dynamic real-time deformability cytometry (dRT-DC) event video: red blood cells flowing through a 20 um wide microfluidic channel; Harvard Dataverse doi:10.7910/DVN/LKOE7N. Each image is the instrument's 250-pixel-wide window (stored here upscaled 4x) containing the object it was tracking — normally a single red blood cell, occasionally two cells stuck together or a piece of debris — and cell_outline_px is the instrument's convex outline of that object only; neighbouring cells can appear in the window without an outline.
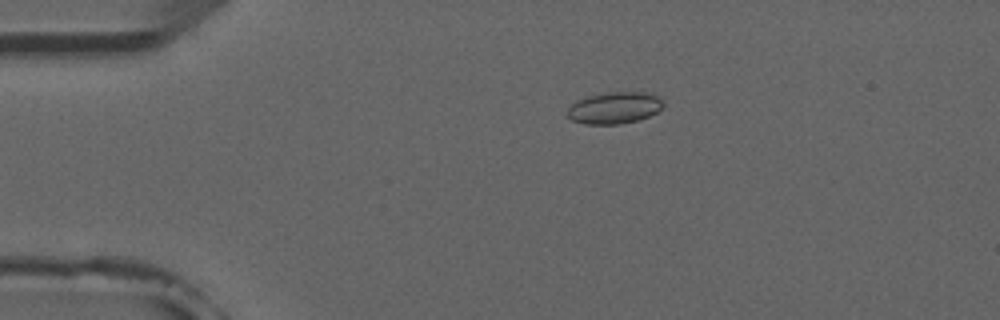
{"species": "common noctule bat (a hibernating species)", "species_latin": "Nyctalus noctula", "temperature_condition": "room temperature", "stored_images_in_passage": 5, "camera_frame_rate_fps": 3000, "um_per_image_px": 0.085, "animal": {"sex": "male", "forearm_length_mm": 52.5}, "frame": {"image": 1, "passage_image": 2, "time_ms": 1.333, "image_size_px": [1000, 320], "cell_outline_px": [[664, 104], [656, 112], [648, 116], [636, 120], [620, 124], [584, 124], [572, 120], [568, 116], [568, 108], [576, 100], [588, 96], [608, 92], [644, 92], [656, 96]], "centroid_in_image_um": [52.18, 9.17], "position_along_channel_um": 32.8, "area_um2": 17.46}}
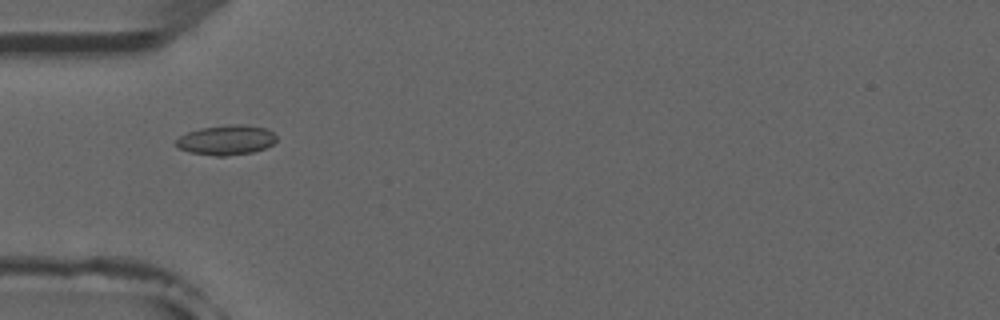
{"frame": {"image": 2, "passage_image": 4, "time_ms": 3.333, "image_size_px": [1000, 320], "cell_outline_px": [[276, 140], [272, 144], [264, 148], [252, 152], [224, 156], [216, 156], [192, 152], [180, 148], [176, 144], [176, 140], [180, 136], [188, 132], [200, 128], [228, 124], [244, 124], [268, 128], [276, 136]], "centroid_in_image_um": [19.26, 11.88], "position_along_channel_um": 65.7, "area_um2": 17.34}}
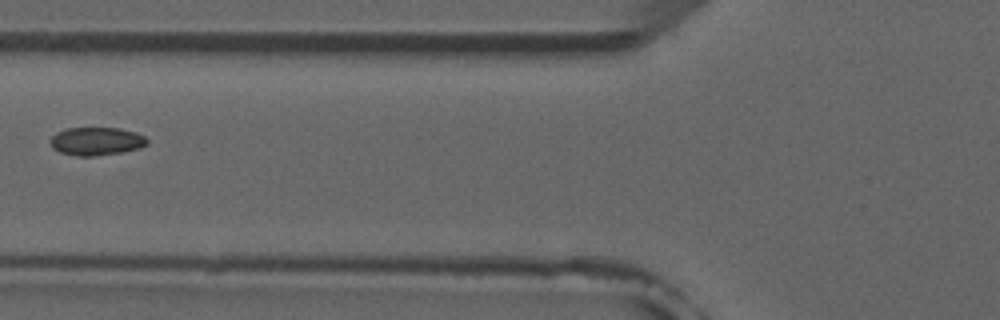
{"frame": {"image": 3, "passage_image": 5, "time_ms": 4.667, "image_size_px": [1000, 320], "cell_outline_px": [[148, 144], [140, 148], [120, 152], [92, 156], [80, 156], [60, 152], [52, 148], [48, 140], [56, 132], [64, 128], [120, 128], [136, 132], [144, 136], [148, 140]], "centroid_in_image_um": [8.17, 11.99], "position_along_channel_um": 117.6, "area_um2": 15.95}}